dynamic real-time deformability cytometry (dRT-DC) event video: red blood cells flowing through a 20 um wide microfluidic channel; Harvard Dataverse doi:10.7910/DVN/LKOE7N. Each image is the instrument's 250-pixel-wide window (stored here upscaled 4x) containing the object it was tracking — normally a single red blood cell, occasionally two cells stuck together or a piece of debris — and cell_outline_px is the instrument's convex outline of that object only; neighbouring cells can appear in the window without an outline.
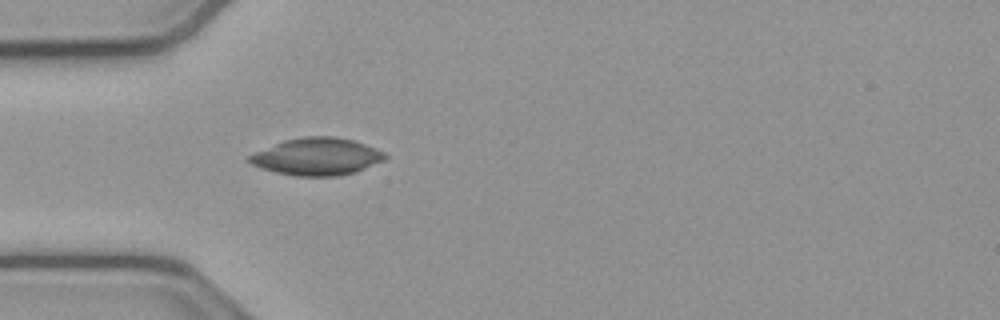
{"species": "common noctule bat (a hibernating species)", "species_latin": "Nyctalus noctula", "temperature_condition": "cold", "stored_images_in_passage": 35, "camera_frame_rate_fps": 3000, "um_per_image_px": 0.085, "animal": {"sex": "male", "body_mass_g": 23.1, "forearm_length_mm": 52.7}, "frame": {"image": 1, "passage_image": 1, "time_ms": 0.0, "image_size_px": [1000, 320], "cell_outline_px": [[388, 156], [384, 160], [356, 172], [336, 176], [296, 176], [276, 172], [252, 164], [244, 160], [248, 156], [256, 152], [284, 140], [304, 136], [332, 136], [352, 140], [376, 148], [384, 152]], "centroid_in_image_um": [26.95, 13.31], "position_along_channel_um": 58.1, "area_um2": 29.3}}
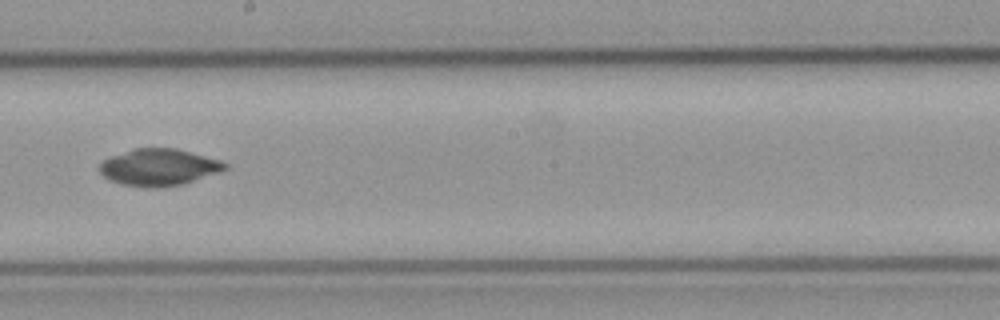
{"frame": {"image": 2, "passage_image": 15, "time_ms": 4.667, "image_size_px": [1000, 320], "cell_outline_px": [[228, 168], [220, 172], [184, 184], [164, 188], [144, 188], [120, 184], [108, 180], [100, 172], [100, 164], [104, 160], [112, 156], [132, 148], [176, 148], [216, 160], [228, 164]], "centroid_in_image_um": [13.47, 14.24], "position_along_channel_um": 234.7, "area_um2": 26.99}}
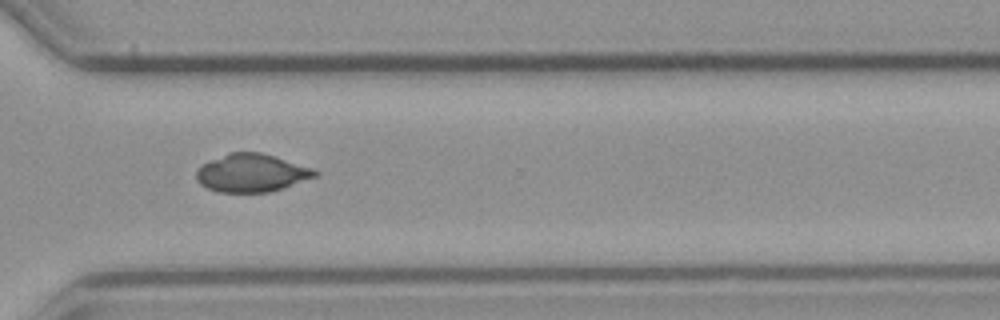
{"frame": {"image": 3, "passage_image": 24, "time_ms": 7.667, "image_size_px": [1000, 320], "cell_outline_px": [[320, 172], [316, 176], [284, 188], [272, 192], [216, 192], [200, 184], [196, 180], [196, 172], [204, 164], [212, 160], [232, 152], [260, 152], [312, 168]], "centroid_in_image_um": [21.4, 14.72], "position_along_channel_um": 349.2, "area_um2": 25.95}}